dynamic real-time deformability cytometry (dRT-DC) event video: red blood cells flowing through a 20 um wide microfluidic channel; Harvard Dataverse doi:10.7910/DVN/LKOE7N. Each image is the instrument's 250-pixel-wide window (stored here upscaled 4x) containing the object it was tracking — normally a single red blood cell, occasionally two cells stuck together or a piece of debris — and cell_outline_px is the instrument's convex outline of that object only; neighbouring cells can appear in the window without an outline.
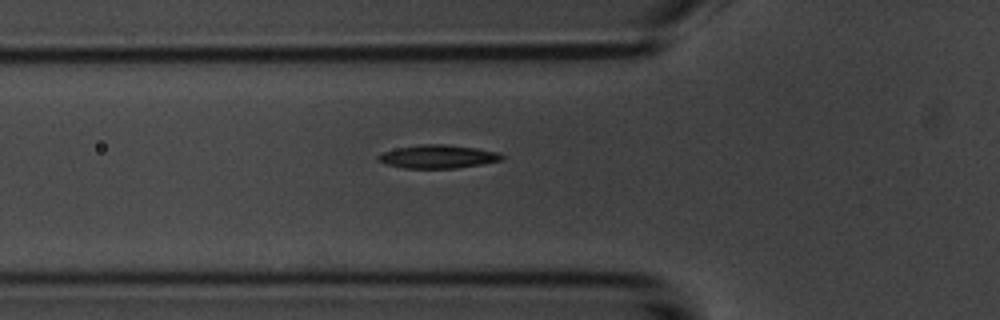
{"species": "common noctule bat (a hibernating species)", "species_latin": "Nyctalus noctula", "temperature_condition": "room temperature", "stored_images_in_passage": 33, "camera_frame_rate_fps": 3000, "um_per_image_px": 0.085, "animal": {"sex": "male", "body_mass_g": 20.1, "forearm_length_mm": 53.5}, "frame": {"image": 1, "passage_image": 2, "time_ms": 0.333, "image_size_px": [1000, 320], "cell_outline_px": [[504, 160], [456, 168], [404, 168], [388, 164], [376, 160], [376, 156], [384, 152], [396, 148], [420, 144], [444, 144], [476, 148], [500, 152], [504, 156]], "centroid_in_image_um": [37.24, 13.3], "position_along_channel_um": 88.6, "area_um2": 16.82}}
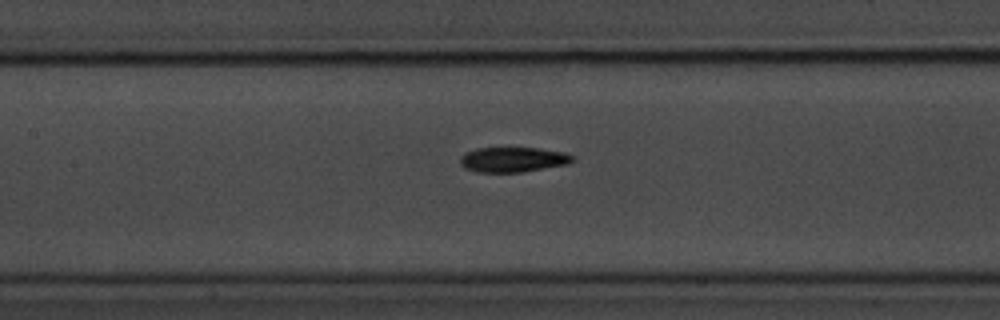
{"frame": {"image": 2, "passage_image": 8, "time_ms": 2.333, "image_size_px": [1000, 320], "cell_outline_px": [[572, 160], [568, 164], [520, 172], [476, 172], [464, 168], [460, 164], [460, 156], [476, 148], [540, 148], [564, 152], [572, 156]], "centroid_in_image_um": [43.56, 13.56], "position_along_channel_um": 163.8, "area_um2": 16.24}}
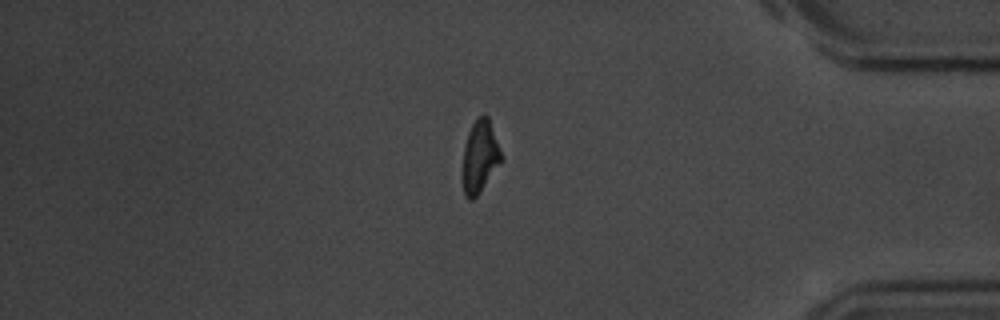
{"frame": {"image": 3, "passage_image": 29, "time_ms": 9.333, "image_size_px": [1000, 320], "cell_outline_px": [[500, 160], [480, 192], [472, 200], [468, 200], [464, 196], [460, 176], [460, 172], [464, 144], [468, 132], [476, 116], [484, 112], [488, 116], [500, 152]], "centroid_in_image_um": [40.68, 13.31], "position_along_channel_um": 394.5, "area_um2": 16.42}}